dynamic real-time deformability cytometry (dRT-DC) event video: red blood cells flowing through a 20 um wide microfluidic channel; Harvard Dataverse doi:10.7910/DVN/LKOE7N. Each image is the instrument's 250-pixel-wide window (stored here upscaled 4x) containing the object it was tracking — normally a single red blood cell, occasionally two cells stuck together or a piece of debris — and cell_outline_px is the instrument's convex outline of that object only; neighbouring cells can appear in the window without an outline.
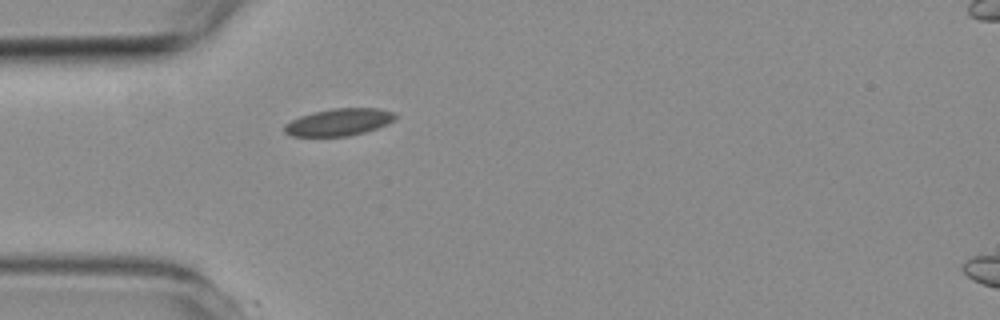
{"species": "common noctule bat (a hibernating species)", "species_latin": "Nyctalus noctula", "temperature_condition": "room temperature", "stored_images_in_passage": 5, "camera_frame_rate_fps": 3000, "um_per_image_px": 0.085, "animal": {"sex": "female", "body_mass_g": 19.3, "forearm_length_mm": 54.1}, "frame": {"image": 1, "passage_image": 5, "time_ms": 5.667, "image_size_px": [1000, 320], "cell_outline_px": [[396, 116], [388, 124], [364, 132], [348, 136], [292, 136], [284, 132], [284, 124], [300, 116], [332, 108], [376, 108], [392, 112]], "centroid_in_image_um": [28.78, 10.38], "position_along_channel_um": 56.2, "area_um2": 17.28}}